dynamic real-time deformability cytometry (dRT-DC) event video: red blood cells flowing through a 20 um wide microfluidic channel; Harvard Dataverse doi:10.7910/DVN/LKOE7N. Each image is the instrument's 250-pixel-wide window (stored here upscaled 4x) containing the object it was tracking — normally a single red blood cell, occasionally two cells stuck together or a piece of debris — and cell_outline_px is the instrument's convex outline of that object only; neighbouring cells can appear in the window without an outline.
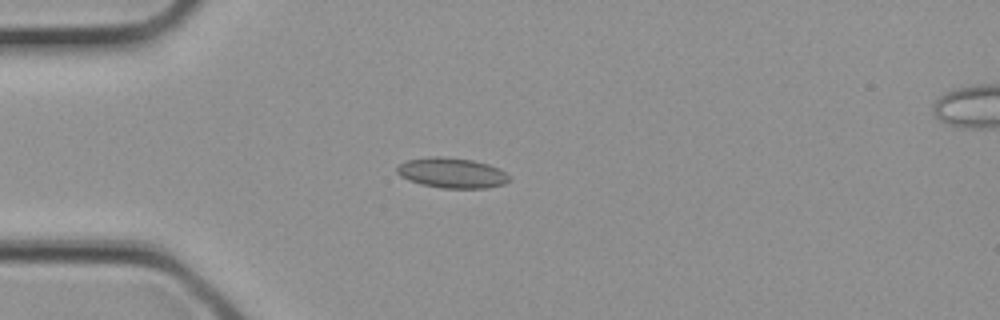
{"species": "common noctule bat (a hibernating species)", "species_latin": "Nyctalus noctula", "temperature_condition": "cold", "stored_images_in_passage": 3, "camera_frame_rate_fps": 3000, "um_per_image_px": 0.085, "animal": {"sex": "female", "body_mass_g": 21.9}, "frame": {"image": 1, "passage_image": 2, "time_ms": 0.333, "image_size_px": [1000, 320], "cell_outline_px": [[512, 180], [504, 184], [484, 188], [440, 188], [420, 184], [408, 180], [400, 176], [396, 172], [396, 168], [400, 164], [408, 160], [428, 156], [444, 156], [472, 160], [488, 164], [500, 168], [512, 176]], "centroid_in_image_um": [38.44, 14.69], "position_along_channel_um": 46.6, "area_um2": 20.11}}